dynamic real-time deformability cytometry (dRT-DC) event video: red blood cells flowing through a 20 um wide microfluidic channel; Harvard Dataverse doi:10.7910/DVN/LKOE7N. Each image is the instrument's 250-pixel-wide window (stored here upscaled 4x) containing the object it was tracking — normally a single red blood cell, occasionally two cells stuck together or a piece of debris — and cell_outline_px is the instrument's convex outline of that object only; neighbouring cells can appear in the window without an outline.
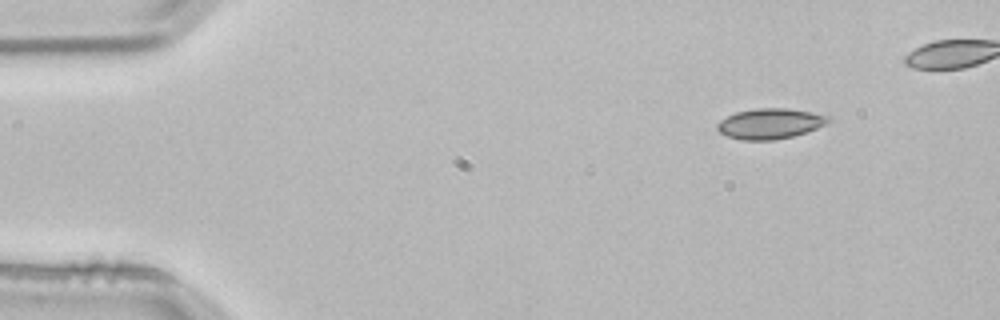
{"species": "common noctule bat (a hibernating species)", "species_latin": "Nyctalus noctula", "temperature_condition": "room temperature", "stored_images_in_passage": 3, "camera_frame_rate_fps": 3000, "um_per_image_px": 0.085, "animal": {"sex": "male", "body_mass_g": 21.5, "forearm_length_mm": 52.0}, "frame": {"image": 1, "passage_image": 1, "time_ms": 0.0, "image_size_px": [1000, 320], "cell_outline_px": [[832, 120], [828, 124], [808, 132], [792, 136], [772, 140], [740, 140], [728, 136], [720, 132], [716, 128], [716, 124], [720, 120], [736, 112], [756, 108], [788, 108], [812, 112], [832, 116]], "centroid_in_image_um": [65.51, 10.5], "position_along_channel_um": 19.5, "area_um2": 19.94}}